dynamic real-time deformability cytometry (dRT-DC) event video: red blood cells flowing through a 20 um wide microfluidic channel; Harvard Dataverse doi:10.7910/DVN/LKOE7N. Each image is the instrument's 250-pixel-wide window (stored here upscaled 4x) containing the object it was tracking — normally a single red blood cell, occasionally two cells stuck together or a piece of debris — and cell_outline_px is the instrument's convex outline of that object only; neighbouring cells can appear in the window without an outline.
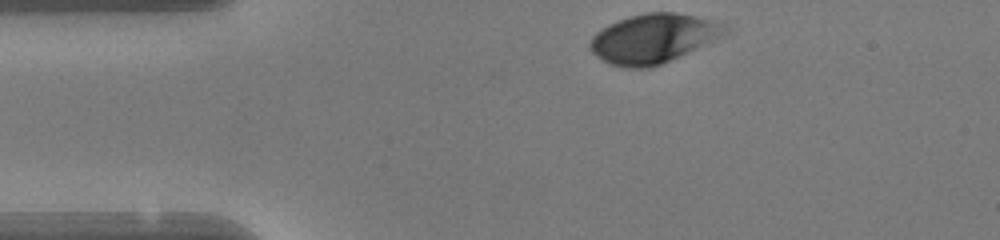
{"species": "human", "species_latin": "Homo sapiens", "temperature_condition": "warm", "stored_images_in_passage": 32, "camera_frame_rate_fps": 3000, "um_per_image_px": 0.085, "donor": {"sex": "female"}, "frame": {"image": 1, "passage_image": 1, "time_ms": 0.0, "image_size_px": [1000, 240], "cell_outline_px": [[732, 32], [660, 64], [648, 68], [624, 68], [612, 64], [596, 56], [588, 48], [588, 44], [592, 36], [600, 28], [608, 24], [632, 16], [648, 12], [672, 12], [696, 16], [724, 24]], "centroid_in_image_um": [55.51, 3.27], "position_along_channel_um": 29.5, "area_um2": 38.38}}
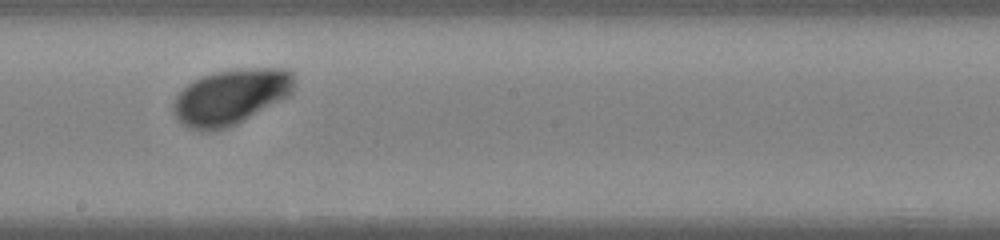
{"frame": {"image": 2, "passage_image": 19, "time_ms": 6.0, "image_size_px": [1000, 240], "cell_outline_px": [[296, 76], [292, 92], [288, 96], [244, 120], [228, 128], [208, 132], [200, 132], [188, 128], [172, 112], [172, 104], [176, 96], [192, 80], [200, 76], [216, 72], [240, 68], [288, 68]], "centroid_in_image_um": [19.61, 8.23], "position_along_channel_um": 228.6, "area_um2": 39.36}}
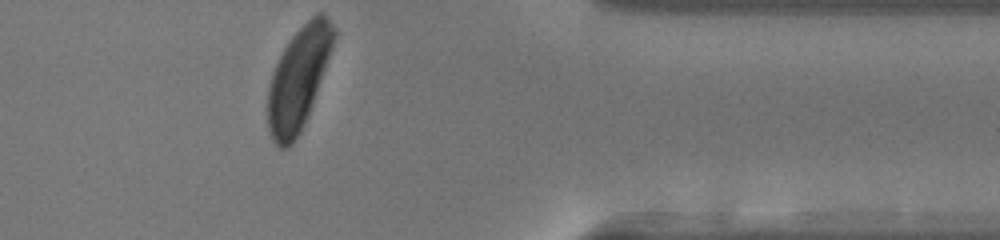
{"frame": {"image": 3, "passage_image": 32, "time_ms": 10.333, "image_size_px": [1000, 240], "cell_outline_px": [[336, 36], [332, 48], [308, 116], [300, 132], [292, 144], [288, 148], [276, 148], [268, 132], [268, 84], [272, 72], [284, 48], [292, 36], [316, 12], [324, 12], [336, 28]], "centroid_in_image_um": [25.36, 6.69], "position_along_channel_um": 386.0, "area_um2": 39.25}, "authors_computed_cell_mechanics": {"area_um2": 39.7086, "velocity_mm_per_s": 4.1279, "shape_relaxation_time_tau1_ms": 1.4891, "shape_relaxation_time_tau2_ms": null, "deformation_change_tau1": 0.1424, "deformation_change_tau2": null}}